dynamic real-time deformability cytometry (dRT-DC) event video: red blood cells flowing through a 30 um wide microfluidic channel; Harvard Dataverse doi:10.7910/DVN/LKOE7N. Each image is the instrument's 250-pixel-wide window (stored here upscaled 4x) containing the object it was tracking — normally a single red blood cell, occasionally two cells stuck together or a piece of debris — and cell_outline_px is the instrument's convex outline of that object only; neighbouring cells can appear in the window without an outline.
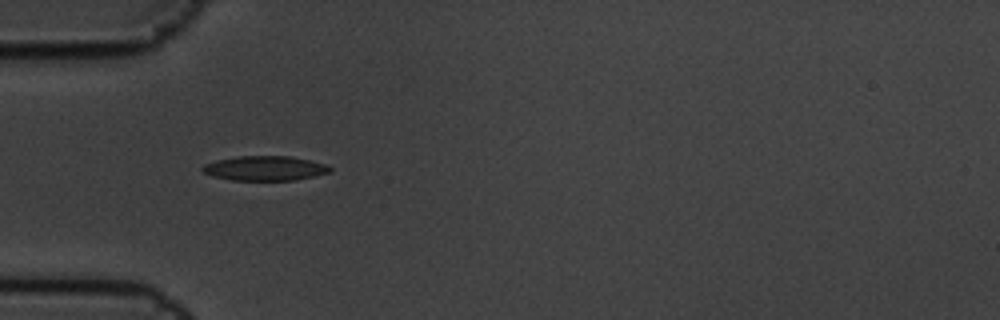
{"species": "common noctule bat (a hibernating species)", "species_latin": "Nyctalus noctula", "temperature_condition": "cold", "stored_images_in_passage": 3, "camera_frame_rate_fps": 3000, "um_per_image_px": 0.085, "animal": {"sex": "male", "body_mass_g": 19.5, "forearm_length_mm": 54.6}, "frame": {"image": 1, "passage_image": 1, "time_ms": 0.0, "image_size_px": [1000, 320], "cell_outline_px": [[332, 172], [292, 180], [232, 180], [212, 176], [204, 172], [200, 168], [204, 164], [216, 160], [240, 156], [288, 156], [328, 164], [332, 168]], "centroid_in_image_um": [22.51, 14.3], "position_along_channel_um": 62.5, "area_um2": 18.21}}
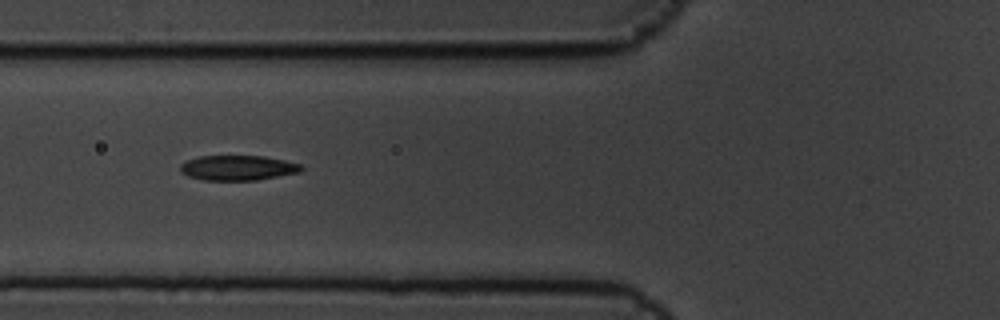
{"frame": {"image": 2, "passage_image": 2, "time_ms": 0.333, "image_size_px": [1000, 320], "cell_outline_px": [[304, 168], [300, 172], [256, 180], [204, 180], [188, 176], [180, 172], [180, 164], [184, 160], [200, 156], [264, 156], [284, 160], [300, 164]], "centroid_in_image_um": [20.18, 14.26], "position_along_channel_um": 105.6, "area_um2": 17.69}}
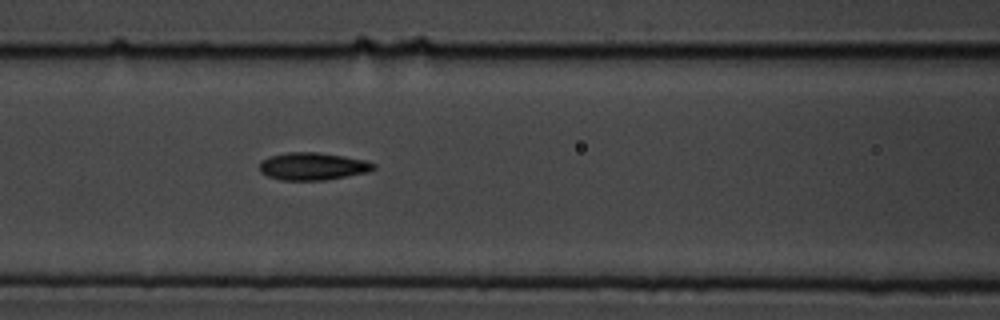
{"frame": {"image": 3, "passage_image": 3, "time_ms": 0.667, "image_size_px": [1000, 320], "cell_outline_px": [[376, 168], [368, 172], [324, 180], [280, 180], [268, 176], [260, 172], [260, 160], [268, 156], [288, 152], [316, 152], [344, 156], [364, 160], [376, 164]], "centroid_in_image_um": [26.56, 14.13], "position_along_channel_um": 140.0, "area_um2": 18.32}}